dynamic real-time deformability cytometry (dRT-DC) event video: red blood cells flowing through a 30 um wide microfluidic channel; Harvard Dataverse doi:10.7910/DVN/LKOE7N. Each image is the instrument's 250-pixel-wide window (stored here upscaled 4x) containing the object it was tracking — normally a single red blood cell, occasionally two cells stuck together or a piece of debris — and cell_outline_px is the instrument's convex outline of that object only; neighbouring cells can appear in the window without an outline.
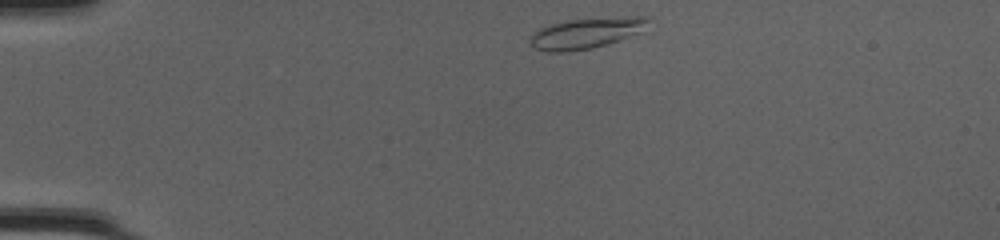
{"species": "common noctule bat (a hibernating species)", "species_latin": "Nyctalus noctula", "temperature_condition": "cold", "stored_images_in_passage": 40, "camera_frame_rate_fps": 3000, "um_per_image_px": 0.085, "animal": {"sex": "female", "body_mass_g": 20.0, "forearm_length_mm": 54.0}, "frame": {"image": 1, "passage_image": 1, "time_ms": 0.0, "image_size_px": [1000, 240], "cell_outline_px": [[652, 20], [648, 32], [608, 44], [592, 48], [564, 52], [544, 52], [528, 44], [528, 40], [540, 28], [552, 24], [568, 20], [628, 16], [644, 16]], "centroid_in_image_um": [49.97, 2.82], "position_along_channel_um": 35.0, "area_um2": 21.79}}
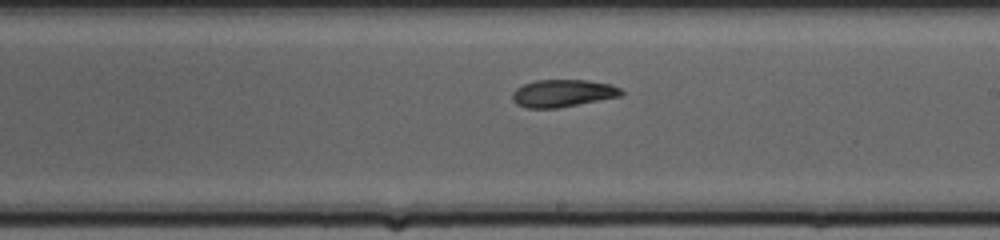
{"frame": {"image": 2, "passage_image": 20, "time_ms": 6.333, "image_size_px": [1000, 240], "cell_outline_px": [[624, 92], [620, 96], [556, 108], [524, 108], [516, 104], [512, 100], [512, 92], [516, 88], [524, 84], [536, 80], [588, 80], [608, 84], [620, 88]], "centroid_in_image_um": [47.78, 7.92], "position_along_channel_um": 241.2, "area_um2": 17.28}}
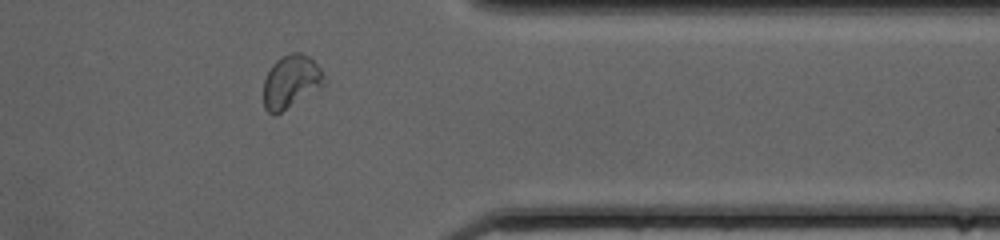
{"frame": {"image": 3, "passage_image": 31, "time_ms": 10.0, "image_size_px": [1000, 240], "cell_outline_px": [[328, 80], [324, 84], [276, 116], [272, 116], [264, 108], [264, 80], [272, 64], [280, 56], [292, 52], [300, 52], [308, 56], [320, 68]], "centroid_in_image_um": [24.71, 6.94], "position_along_channel_um": 386.7, "area_um2": 18.79}, "authors_computed_cell_mechanics": {"area_um2": 18.7272, "velocity_mm_per_s": 4.2139, "shape_relaxation_time_tau1_ms": 5.5074, "shape_relaxation_time_tau2_ms": 4.0778, "deformation_change_tau1": 0.1538, "deformation_change_tau2": 0.0925}}